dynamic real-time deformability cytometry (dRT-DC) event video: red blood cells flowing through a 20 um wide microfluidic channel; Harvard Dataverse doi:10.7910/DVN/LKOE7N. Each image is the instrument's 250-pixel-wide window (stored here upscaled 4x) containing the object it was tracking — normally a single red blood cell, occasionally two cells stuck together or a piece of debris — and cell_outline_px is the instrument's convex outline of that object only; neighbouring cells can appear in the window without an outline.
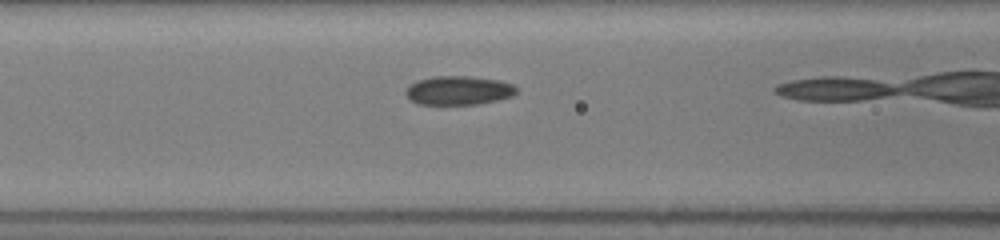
{"species": "common noctule bat (a hibernating species)", "species_latin": "Nyctalus noctula", "temperature_condition": "room temperature", "stored_images_in_passage": 14, "camera_frame_rate_fps": 3000, "um_per_image_px": 0.085, "animal": {"sex": "female", "body_mass_g": 19.5, "forearm_length_mm": 54.1}, "frame": {"image": 1, "passage_image": 10, "time_ms": 3.0, "image_size_px": [1000, 240], "cell_outline_px": [[516, 92], [512, 96], [500, 100], [476, 104], [420, 104], [412, 100], [404, 92], [416, 80], [432, 76], [468, 76], [500, 80], [512, 84], [516, 88]], "centroid_in_image_um": [39.0, 7.68], "position_along_channel_um": 127.6, "area_um2": 18.55}}